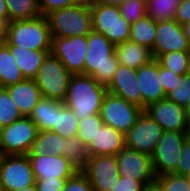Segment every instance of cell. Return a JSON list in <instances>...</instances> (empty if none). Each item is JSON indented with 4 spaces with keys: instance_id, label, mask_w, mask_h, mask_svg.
Segmentation results:
<instances>
[{
    "instance_id": "obj_1",
    "label": "cell",
    "mask_w": 190,
    "mask_h": 191,
    "mask_svg": "<svg viewBox=\"0 0 190 191\" xmlns=\"http://www.w3.org/2000/svg\"><path fill=\"white\" fill-rule=\"evenodd\" d=\"M107 88L92 76L72 74L63 103L80 120L99 114Z\"/></svg>"
},
{
    "instance_id": "obj_2",
    "label": "cell",
    "mask_w": 190,
    "mask_h": 191,
    "mask_svg": "<svg viewBox=\"0 0 190 191\" xmlns=\"http://www.w3.org/2000/svg\"><path fill=\"white\" fill-rule=\"evenodd\" d=\"M84 75L92 76L99 84L107 87L119 66L115 45L103 34L91 31L87 35V51Z\"/></svg>"
},
{
    "instance_id": "obj_3",
    "label": "cell",
    "mask_w": 190,
    "mask_h": 191,
    "mask_svg": "<svg viewBox=\"0 0 190 191\" xmlns=\"http://www.w3.org/2000/svg\"><path fill=\"white\" fill-rule=\"evenodd\" d=\"M52 37L46 16L8 22L6 46L51 50Z\"/></svg>"
},
{
    "instance_id": "obj_4",
    "label": "cell",
    "mask_w": 190,
    "mask_h": 191,
    "mask_svg": "<svg viewBox=\"0 0 190 191\" xmlns=\"http://www.w3.org/2000/svg\"><path fill=\"white\" fill-rule=\"evenodd\" d=\"M51 37L88 35L92 31V13L89 2H80L52 11L46 15Z\"/></svg>"
},
{
    "instance_id": "obj_5",
    "label": "cell",
    "mask_w": 190,
    "mask_h": 191,
    "mask_svg": "<svg viewBox=\"0 0 190 191\" xmlns=\"http://www.w3.org/2000/svg\"><path fill=\"white\" fill-rule=\"evenodd\" d=\"M71 73L51 52L47 55L34 78L44 98L64 101Z\"/></svg>"
},
{
    "instance_id": "obj_6",
    "label": "cell",
    "mask_w": 190,
    "mask_h": 191,
    "mask_svg": "<svg viewBox=\"0 0 190 191\" xmlns=\"http://www.w3.org/2000/svg\"><path fill=\"white\" fill-rule=\"evenodd\" d=\"M92 31L103 34L114 45L129 40L131 24L122 16L119 7L90 2Z\"/></svg>"
},
{
    "instance_id": "obj_7",
    "label": "cell",
    "mask_w": 190,
    "mask_h": 191,
    "mask_svg": "<svg viewBox=\"0 0 190 191\" xmlns=\"http://www.w3.org/2000/svg\"><path fill=\"white\" fill-rule=\"evenodd\" d=\"M144 109L107 92L100 108V117L105 125L126 134L137 122Z\"/></svg>"
},
{
    "instance_id": "obj_8",
    "label": "cell",
    "mask_w": 190,
    "mask_h": 191,
    "mask_svg": "<svg viewBox=\"0 0 190 191\" xmlns=\"http://www.w3.org/2000/svg\"><path fill=\"white\" fill-rule=\"evenodd\" d=\"M38 133L36 124L24 116L0 129V148L4 155H27Z\"/></svg>"
},
{
    "instance_id": "obj_9",
    "label": "cell",
    "mask_w": 190,
    "mask_h": 191,
    "mask_svg": "<svg viewBox=\"0 0 190 191\" xmlns=\"http://www.w3.org/2000/svg\"><path fill=\"white\" fill-rule=\"evenodd\" d=\"M186 132L163 131L153 153L152 163L156 176L174 173L181 158Z\"/></svg>"
},
{
    "instance_id": "obj_10",
    "label": "cell",
    "mask_w": 190,
    "mask_h": 191,
    "mask_svg": "<svg viewBox=\"0 0 190 191\" xmlns=\"http://www.w3.org/2000/svg\"><path fill=\"white\" fill-rule=\"evenodd\" d=\"M36 183L27 155H4L0 164V188L17 191Z\"/></svg>"
},
{
    "instance_id": "obj_11",
    "label": "cell",
    "mask_w": 190,
    "mask_h": 191,
    "mask_svg": "<svg viewBox=\"0 0 190 191\" xmlns=\"http://www.w3.org/2000/svg\"><path fill=\"white\" fill-rule=\"evenodd\" d=\"M87 51V35L52 37L51 53L58 58L71 74L84 75Z\"/></svg>"
},
{
    "instance_id": "obj_12",
    "label": "cell",
    "mask_w": 190,
    "mask_h": 191,
    "mask_svg": "<svg viewBox=\"0 0 190 191\" xmlns=\"http://www.w3.org/2000/svg\"><path fill=\"white\" fill-rule=\"evenodd\" d=\"M115 157L119 176L143 181L148 187L154 185L156 175L150 155L125 146Z\"/></svg>"
},
{
    "instance_id": "obj_13",
    "label": "cell",
    "mask_w": 190,
    "mask_h": 191,
    "mask_svg": "<svg viewBox=\"0 0 190 191\" xmlns=\"http://www.w3.org/2000/svg\"><path fill=\"white\" fill-rule=\"evenodd\" d=\"M163 131L157 122L143 112L135 125L125 134V145L152 156Z\"/></svg>"
},
{
    "instance_id": "obj_14",
    "label": "cell",
    "mask_w": 190,
    "mask_h": 191,
    "mask_svg": "<svg viewBox=\"0 0 190 191\" xmlns=\"http://www.w3.org/2000/svg\"><path fill=\"white\" fill-rule=\"evenodd\" d=\"M81 171L88 177L94 191H111L116 179H119L115 155L89 156Z\"/></svg>"
},
{
    "instance_id": "obj_15",
    "label": "cell",
    "mask_w": 190,
    "mask_h": 191,
    "mask_svg": "<svg viewBox=\"0 0 190 191\" xmlns=\"http://www.w3.org/2000/svg\"><path fill=\"white\" fill-rule=\"evenodd\" d=\"M173 51H190V46L182 26L174 19L156 22V35L151 50L154 59Z\"/></svg>"
},
{
    "instance_id": "obj_16",
    "label": "cell",
    "mask_w": 190,
    "mask_h": 191,
    "mask_svg": "<svg viewBox=\"0 0 190 191\" xmlns=\"http://www.w3.org/2000/svg\"><path fill=\"white\" fill-rule=\"evenodd\" d=\"M164 131L186 132L188 116L185 108L164 98L150 103L144 110Z\"/></svg>"
},
{
    "instance_id": "obj_17",
    "label": "cell",
    "mask_w": 190,
    "mask_h": 191,
    "mask_svg": "<svg viewBox=\"0 0 190 191\" xmlns=\"http://www.w3.org/2000/svg\"><path fill=\"white\" fill-rule=\"evenodd\" d=\"M36 180L44 179H68L74 176L79 169L73 165L64 155H40L28 156Z\"/></svg>"
},
{
    "instance_id": "obj_18",
    "label": "cell",
    "mask_w": 190,
    "mask_h": 191,
    "mask_svg": "<svg viewBox=\"0 0 190 191\" xmlns=\"http://www.w3.org/2000/svg\"><path fill=\"white\" fill-rule=\"evenodd\" d=\"M106 88L107 92L142 108V94L136 76V69L119 64Z\"/></svg>"
},
{
    "instance_id": "obj_19",
    "label": "cell",
    "mask_w": 190,
    "mask_h": 191,
    "mask_svg": "<svg viewBox=\"0 0 190 191\" xmlns=\"http://www.w3.org/2000/svg\"><path fill=\"white\" fill-rule=\"evenodd\" d=\"M136 76L142 94V109L145 110L152 102L166 98L159 77V62L156 59L138 68Z\"/></svg>"
},
{
    "instance_id": "obj_20",
    "label": "cell",
    "mask_w": 190,
    "mask_h": 191,
    "mask_svg": "<svg viewBox=\"0 0 190 191\" xmlns=\"http://www.w3.org/2000/svg\"><path fill=\"white\" fill-rule=\"evenodd\" d=\"M125 146V134L103 124L98 129L95 140L87 146V151L89 156L117 155Z\"/></svg>"
},
{
    "instance_id": "obj_21",
    "label": "cell",
    "mask_w": 190,
    "mask_h": 191,
    "mask_svg": "<svg viewBox=\"0 0 190 191\" xmlns=\"http://www.w3.org/2000/svg\"><path fill=\"white\" fill-rule=\"evenodd\" d=\"M11 99L18 106L21 114L29 117L33 108L43 97L34 79H25L5 88Z\"/></svg>"
},
{
    "instance_id": "obj_22",
    "label": "cell",
    "mask_w": 190,
    "mask_h": 191,
    "mask_svg": "<svg viewBox=\"0 0 190 191\" xmlns=\"http://www.w3.org/2000/svg\"><path fill=\"white\" fill-rule=\"evenodd\" d=\"M25 79H34L51 50H32L20 46H7Z\"/></svg>"
},
{
    "instance_id": "obj_23",
    "label": "cell",
    "mask_w": 190,
    "mask_h": 191,
    "mask_svg": "<svg viewBox=\"0 0 190 191\" xmlns=\"http://www.w3.org/2000/svg\"><path fill=\"white\" fill-rule=\"evenodd\" d=\"M115 53L120 65L136 70L154 59L149 48L129 40L115 45Z\"/></svg>"
},
{
    "instance_id": "obj_24",
    "label": "cell",
    "mask_w": 190,
    "mask_h": 191,
    "mask_svg": "<svg viewBox=\"0 0 190 191\" xmlns=\"http://www.w3.org/2000/svg\"><path fill=\"white\" fill-rule=\"evenodd\" d=\"M65 146L66 139L61 135L51 130L40 131L37 139L32 143L27 156H40L44 154L63 156Z\"/></svg>"
},
{
    "instance_id": "obj_25",
    "label": "cell",
    "mask_w": 190,
    "mask_h": 191,
    "mask_svg": "<svg viewBox=\"0 0 190 191\" xmlns=\"http://www.w3.org/2000/svg\"><path fill=\"white\" fill-rule=\"evenodd\" d=\"M23 80L25 77L9 48L4 43L0 44V88L15 85Z\"/></svg>"
},
{
    "instance_id": "obj_26",
    "label": "cell",
    "mask_w": 190,
    "mask_h": 191,
    "mask_svg": "<svg viewBox=\"0 0 190 191\" xmlns=\"http://www.w3.org/2000/svg\"><path fill=\"white\" fill-rule=\"evenodd\" d=\"M79 119L62 101L56 100V125L51 130L63 138H71L78 134Z\"/></svg>"
},
{
    "instance_id": "obj_27",
    "label": "cell",
    "mask_w": 190,
    "mask_h": 191,
    "mask_svg": "<svg viewBox=\"0 0 190 191\" xmlns=\"http://www.w3.org/2000/svg\"><path fill=\"white\" fill-rule=\"evenodd\" d=\"M29 118L36 124L39 132L52 130L56 125V100L42 97Z\"/></svg>"
},
{
    "instance_id": "obj_28",
    "label": "cell",
    "mask_w": 190,
    "mask_h": 191,
    "mask_svg": "<svg viewBox=\"0 0 190 191\" xmlns=\"http://www.w3.org/2000/svg\"><path fill=\"white\" fill-rule=\"evenodd\" d=\"M156 35V21L146 15L131 24L129 41L135 42L152 50Z\"/></svg>"
},
{
    "instance_id": "obj_29",
    "label": "cell",
    "mask_w": 190,
    "mask_h": 191,
    "mask_svg": "<svg viewBox=\"0 0 190 191\" xmlns=\"http://www.w3.org/2000/svg\"><path fill=\"white\" fill-rule=\"evenodd\" d=\"M9 22L35 18L41 15L37 0H5Z\"/></svg>"
},
{
    "instance_id": "obj_30",
    "label": "cell",
    "mask_w": 190,
    "mask_h": 191,
    "mask_svg": "<svg viewBox=\"0 0 190 191\" xmlns=\"http://www.w3.org/2000/svg\"><path fill=\"white\" fill-rule=\"evenodd\" d=\"M156 60L159 64L179 75L189 73L190 51H173L159 55Z\"/></svg>"
},
{
    "instance_id": "obj_31",
    "label": "cell",
    "mask_w": 190,
    "mask_h": 191,
    "mask_svg": "<svg viewBox=\"0 0 190 191\" xmlns=\"http://www.w3.org/2000/svg\"><path fill=\"white\" fill-rule=\"evenodd\" d=\"M180 0H146L147 15L154 21L174 18Z\"/></svg>"
},
{
    "instance_id": "obj_32",
    "label": "cell",
    "mask_w": 190,
    "mask_h": 191,
    "mask_svg": "<svg viewBox=\"0 0 190 191\" xmlns=\"http://www.w3.org/2000/svg\"><path fill=\"white\" fill-rule=\"evenodd\" d=\"M64 156L79 170L85 167L89 159L87 147L77 135L66 139Z\"/></svg>"
},
{
    "instance_id": "obj_33",
    "label": "cell",
    "mask_w": 190,
    "mask_h": 191,
    "mask_svg": "<svg viewBox=\"0 0 190 191\" xmlns=\"http://www.w3.org/2000/svg\"><path fill=\"white\" fill-rule=\"evenodd\" d=\"M23 117L8 91L0 88V129Z\"/></svg>"
},
{
    "instance_id": "obj_34",
    "label": "cell",
    "mask_w": 190,
    "mask_h": 191,
    "mask_svg": "<svg viewBox=\"0 0 190 191\" xmlns=\"http://www.w3.org/2000/svg\"><path fill=\"white\" fill-rule=\"evenodd\" d=\"M154 186L158 191H190L188 177L174 173L156 176Z\"/></svg>"
},
{
    "instance_id": "obj_35",
    "label": "cell",
    "mask_w": 190,
    "mask_h": 191,
    "mask_svg": "<svg viewBox=\"0 0 190 191\" xmlns=\"http://www.w3.org/2000/svg\"><path fill=\"white\" fill-rule=\"evenodd\" d=\"M100 114H94L79 120L77 136L87 147L92 140H95L98 129L103 125Z\"/></svg>"
},
{
    "instance_id": "obj_36",
    "label": "cell",
    "mask_w": 190,
    "mask_h": 191,
    "mask_svg": "<svg viewBox=\"0 0 190 191\" xmlns=\"http://www.w3.org/2000/svg\"><path fill=\"white\" fill-rule=\"evenodd\" d=\"M119 9L121 16L130 24L147 15L146 0H126Z\"/></svg>"
},
{
    "instance_id": "obj_37",
    "label": "cell",
    "mask_w": 190,
    "mask_h": 191,
    "mask_svg": "<svg viewBox=\"0 0 190 191\" xmlns=\"http://www.w3.org/2000/svg\"><path fill=\"white\" fill-rule=\"evenodd\" d=\"M166 98L182 107L190 99V73L182 75L179 83L170 91Z\"/></svg>"
},
{
    "instance_id": "obj_38",
    "label": "cell",
    "mask_w": 190,
    "mask_h": 191,
    "mask_svg": "<svg viewBox=\"0 0 190 191\" xmlns=\"http://www.w3.org/2000/svg\"><path fill=\"white\" fill-rule=\"evenodd\" d=\"M62 191H94L88 177L79 170L74 176L68 178Z\"/></svg>"
},
{
    "instance_id": "obj_39",
    "label": "cell",
    "mask_w": 190,
    "mask_h": 191,
    "mask_svg": "<svg viewBox=\"0 0 190 191\" xmlns=\"http://www.w3.org/2000/svg\"><path fill=\"white\" fill-rule=\"evenodd\" d=\"M41 15L46 16L54 10L80 3V0H37Z\"/></svg>"
},
{
    "instance_id": "obj_40",
    "label": "cell",
    "mask_w": 190,
    "mask_h": 191,
    "mask_svg": "<svg viewBox=\"0 0 190 191\" xmlns=\"http://www.w3.org/2000/svg\"><path fill=\"white\" fill-rule=\"evenodd\" d=\"M147 187L143 181L119 176L111 191H145Z\"/></svg>"
},
{
    "instance_id": "obj_41",
    "label": "cell",
    "mask_w": 190,
    "mask_h": 191,
    "mask_svg": "<svg viewBox=\"0 0 190 191\" xmlns=\"http://www.w3.org/2000/svg\"><path fill=\"white\" fill-rule=\"evenodd\" d=\"M159 77H161V84L165 95H167L180 82L182 75L168 70L159 64Z\"/></svg>"
},
{
    "instance_id": "obj_42",
    "label": "cell",
    "mask_w": 190,
    "mask_h": 191,
    "mask_svg": "<svg viewBox=\"0 0 190 191\" xmlns=\"http://www.w3.org/2000/svg\"><path fill=\"white\" fill-rule=\"evenodd\" d=\"M174 174L190 176V139L186 137L181 152V158Z\"/></svg>"
},
{
    "instance_id": "obj_43",
    "label": "cell",
    "mask_w": 190,
    "mask_h": 191,
    "mask_svg": "<svg viewBox=\"0 0 190 191\" xmlns=\"http://www.w3.org/2000/svg\"><path fill=\"white\" fill-rule=\"evenodd\" d=\"M68 179H44L36 180V187L38 191H62Z\"/></svg>"
},
{
    "instance_id": "obj_44",
    "label": "cell",
    "mask_w": 190,
    "mask_h": 191,
    "mask_svg": "<svg viewBox=\"0 0 190 191\" xmlns=\"http://www.w3.org/2000/svg\"><path fill=\"white\" fill-rule=\"evenodd\" d=\"M173 19L180 25L190 21V0H180Z\"/></svg>"
},
{
    "instance_id": "obj_45",
    "label": "cell",
    "mask_w": 190,
    "mask_h": 191,
    "mask_svg": "<svg viewBox=\"0 0 190 191\" xmlns=\"http://www.w3.org/2000/svg\"><path fill=\"white\" fill-rule=\"evenodd\" d=\"M8 22L5 19H0V44L6 41Z\"/></svg>"
},
{
    "instance_id": "obj_46",
    "label": "cell",
    "mask_w": 190,
    "mask_h": 191,
    "mask_svg": "<svg viewBox=\"0 0 190 191\" xmlns=\"http://www.w3.org/2000/svg\"><path fill=\"white\" fill-rule=\"evenodd\" d=\"M0 19H5L9 22V13L5 0H0Z\"/></svg>"
},
{
    "instance_id": "obj_47",
    "label": "cell",
    "mask_w": 190,
    "mask_h": 191,
    "mask_svg": "<svg viewBox=\"0 0 190 191\" xmlns=\"http://www.w3.org/2000/svg\"><path fill=\"white\" fill-rule=\"evenodd\" d=\"M126 0H94V3H100L103 5H112L119 7L122 3H124Z\"/></svg>"
},
{
    "instance_id": "obj_48",
    "label": "cell",
    "mask_w": 190,
    "mask_h": 191,
    "mask_svg": "<svg viewBox=\"0 0 190 191\" xmlns=\"http://www.w3.org/2000/svg\"><path fill=\"white\" fill-rule=\"evenodd\" d=\"M182 26L183 32L185 34V36L187 37L189 46H190V21L184 23Z\"/></svg>"
},
{
    "instance_id": "obj_49",
    "label": "cell",
    "mask_w": 190,
    "mask_h": 191,
    "mask_svg": "<svg viewBox=\"0 0 190 191\" xmlns=\"http://www.w3.org/2000/svg\"><path fill=\"white\" fill-rule=\"evenodd\" d=\"M17 191H38V190H37L36 184H34L29 187L18 189Z\"/></svg>"
},
{
    "instance_id": "obj_50",
    "label": "cell",
    "mask_w": 190,
    "mask_h": 191,
    "mask_svg": "<svg viewBox=\"0 0 190 191\" xmlns=\"http://www.w3.org/2000/svg\"><path fill=\"white\" fill-rule=\"evenodd\" d=\"M185 134H186V137L190 139V117H188L187 130Z\"/></svg>"
},
{
    "instance_id": "obj_51",
    "label": "cell",
    "mask_w": 190,
    "mask_h": 191,
    "mask_svg": "<svg viewBox=\"0 0 190 191\" xmlns=\"http://www.w3.org/2000/svg\"><path fill=\"white\" fill-rule=\"evenodd\" d=\"M184 108H185V111L187 113V116L190 117V99L187 101Z\"/></svg>"
},
{
    "instance_id": "obj_52",
    "label": "cell",
    "mask_w": 190,
    "mask_h": 191,
    "mask_svg": "<svg viewBox=\"0 0 190 191\" xmlns=\"http://www.w3.org/2000/svg\"><path fill=\"white\" fill-rule=\"evenodd\" d=\"M145 191H158L157 188L153 185V186H150V187H147L145 189Z\"/></svg>"
},
{
    "instance_id": "obj_53",
    "label": "cell",
    "mask_w": 190,
    "mask_h": 191,
    "mask_svg": "<svg viewBox=\"0 0 190 191\" xmlns=\"http://www.w3.org/2000/svg\"><path fill=\"white\" fill-rule=\"evenodd\" d=\"M3 156H4V154H3V152H2V150H1V148H0V164H1V161H2Z\"/></svg>"
},
{
    "instance_id": "obj_54",
    "label": "cell",
    "mask_w": 190,
    "mask_h": 191,
    "mask_svg": "<svg viewBox=\"0 0 190 191\" xmlns=\"http://www.w3.org/2000/svg\"><path fill=\"white\" fill-rule=\"evenodd\" d=\"M81 2H93L94 0H80Z\"/></svg>"
}]
</instances>
